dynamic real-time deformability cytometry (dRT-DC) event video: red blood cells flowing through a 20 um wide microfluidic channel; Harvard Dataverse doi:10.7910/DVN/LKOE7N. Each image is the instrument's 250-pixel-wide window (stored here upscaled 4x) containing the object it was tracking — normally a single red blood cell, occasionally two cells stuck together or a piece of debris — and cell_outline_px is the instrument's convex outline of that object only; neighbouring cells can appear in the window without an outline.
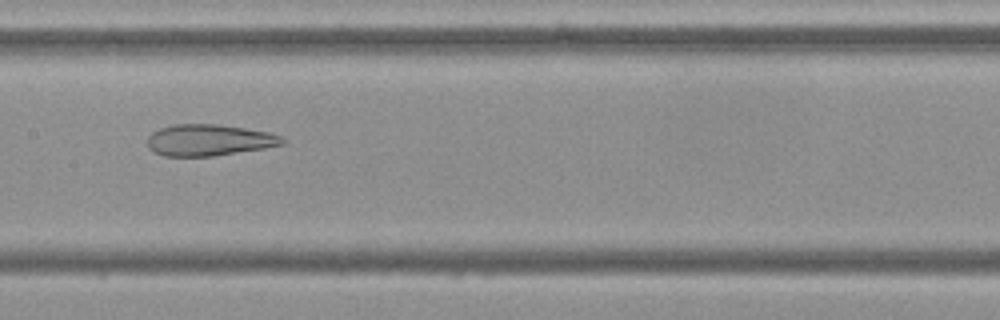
{"species": "Egyptian fruit bat (a non-hibernating species)", "species_latin": "Rousettus aegyptiacus", "temperature_condition": "cold", "stored_images_in_passage": 53, "camera_frame_rate_fps": 3000, "um_per_image_px": 0.085, "frame": {"image": 1, "passage_image": 26, "time_ms": 8.333, "image_size_px": [1000, 320], "cell_outline_px": [[288, 140], [284, 144], [264, 148], [212, 156], [164, 156], [148, 148], [148, 136], [152, 132], [160, 128], [176, 124], [216, 124], [244, 128], [268, 132], [280, 136]], "centroid_in_image_um": [17.77, 11.91], "position_along_channel_um": 189.6, "area_um2": 24.57}}
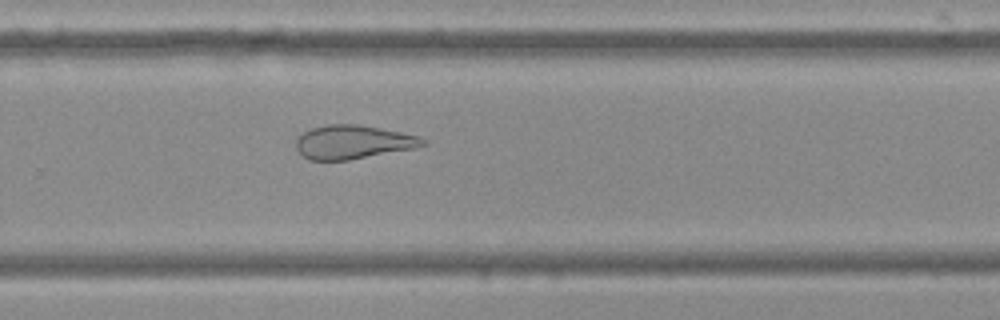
{"frame": {"image": 2, "passage_image": 35, "time_ms": 11.333, "image_size_px": [1000, 320], "cell_outline_px": [[428, 144], [416, 148], [348, 160], [308, 160], [296, 148], [296, 140], [304, 132], [312, 128], [328, 124], [356, 124], [400, 132], [420, 136]], "centroid_in_image_um": [30.02, 12.08], "position_along_channel_um": 299.8, "area_um2": 24.74}}
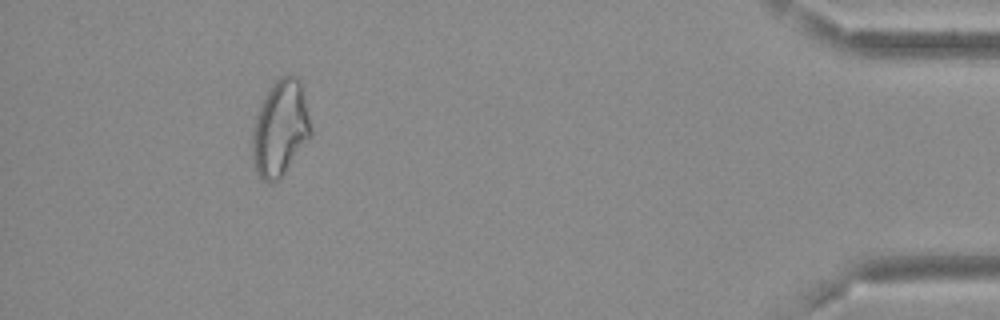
{"frame": {"image": 3, "passage_image": 49, "time_ms": 16.0, "image_size_px": [1000, 320], "cell_outline_px": [[312, 136], [280, 180], [268, 184], [260, 180], [252, 164], [252, 132], [256, 116], [272, 84], [280, 76], [300, 76], [312, 132]], "centroid_in_image_um": [23.82, 10.99], "position_along_channel_um": 411.4, "area_um2": 33.0}}